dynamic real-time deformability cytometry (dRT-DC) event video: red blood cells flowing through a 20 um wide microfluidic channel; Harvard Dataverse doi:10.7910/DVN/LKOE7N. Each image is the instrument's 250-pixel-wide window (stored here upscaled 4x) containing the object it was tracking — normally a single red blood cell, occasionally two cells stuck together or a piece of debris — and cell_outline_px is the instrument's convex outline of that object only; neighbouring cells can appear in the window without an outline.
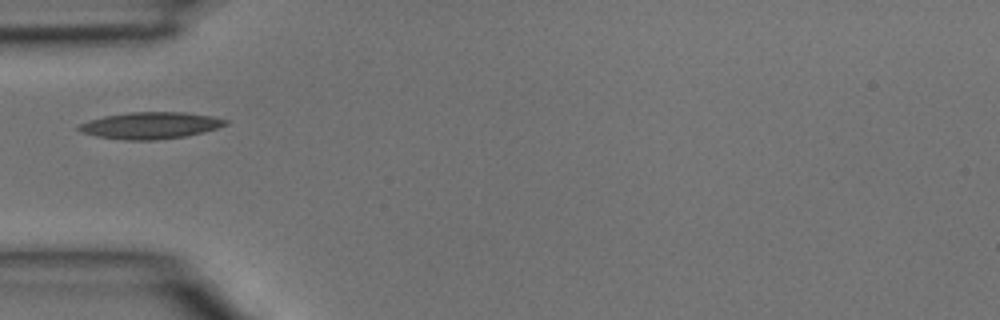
{"species": "common noctule bat (a hibernating species)", "species_latin": "Nyctalus noctula", "temperature_condition": "room temperature", "stored_images_in_passage": 5, "camera_frame_rate_fps": 3000, "um_per_image_px": 0.085, "animal": {"sex": "male", "body_mass_g": 15.6}, "frame": {"image": 1, "passage_image": 4, "time_ms": 1.0, "image_size_px": [1000, 320], "cell_outline_px": [[228, 124], [216, 128], [188, 136], [156, 140], [124, 140], [96, 136], [84, 132], [76, 128], [80, 124], [88, 120], [104, 116], [132, 112], [184, 112], [212, 116], [228, 120]], "centroid_in_image_um": [12.8, 10.66], "position_along_channel_um": 72.2, "area_um2": 22.77}}
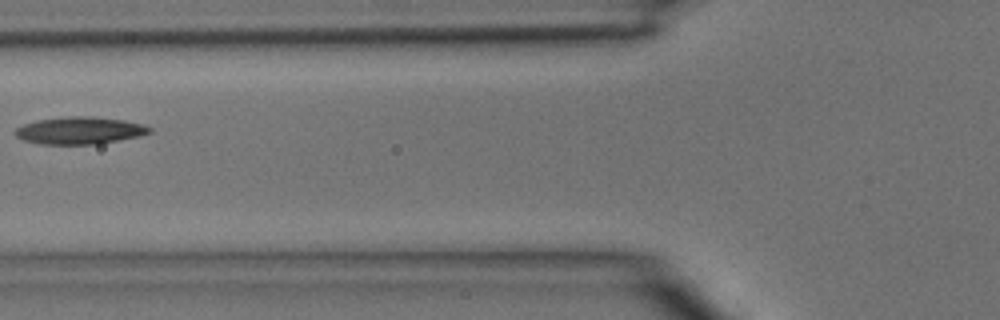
{"frame": {"image": 2, "passage_image": 5, "time_ms": 1.333, "image_size_px": [1000, 320], "cell_outline_px": [[152, 132], [140, 136], [100, 144], [40, 144], [24, 140], [16, 136], [12, 132], [16, 128], [24, 124], [36, 120], [68, 116], [92, 116], [124, 120], [144, 124], [152, 128]], "centroid_in_image_um": [6.79, 11.09], "position_along_channel_um": 119.0, "area_um2": 21.56}}